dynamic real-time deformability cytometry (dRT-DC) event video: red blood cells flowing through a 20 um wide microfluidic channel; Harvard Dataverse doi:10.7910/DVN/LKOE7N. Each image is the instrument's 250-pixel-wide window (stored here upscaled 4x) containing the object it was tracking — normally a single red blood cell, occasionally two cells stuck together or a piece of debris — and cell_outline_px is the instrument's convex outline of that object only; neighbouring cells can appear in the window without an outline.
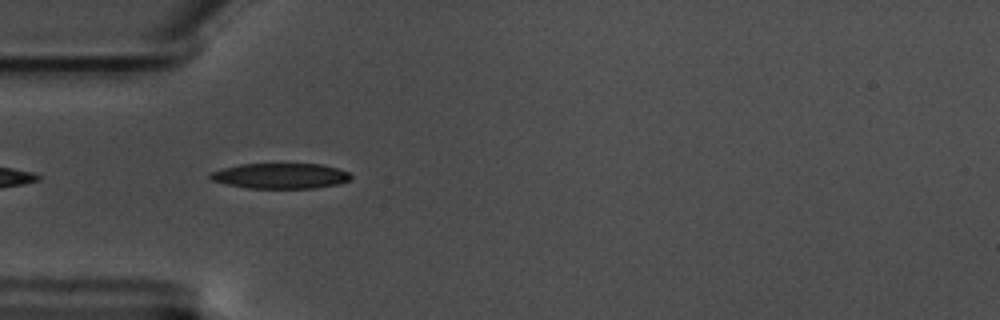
{"species": "common noctule bat (a hibernating species)", "species_latin": "Nyctalus noctula", "temperature_condition": "warm", "stored_images_in_passage": 33, "camera_frame_rate_fps": 3000, "um_per_image_px": 0.085, "animal": {"sex": "male", "body_mass_g": 17.5, "forearm_length_mm": 52.3}, "frame": {"image": 1, "passage_image": 1, "time_ms": 0.0, "image_size_px": [1000, 320], "cell_outline_px": [[352, 180], [340, 184], [316, 188], [248, 188], [228, 184], [212, 180], [208, 176], [208, 172], [240, 164], [320, 164], [336, 168], [348, 172], [352, 176]], "centroid_in_image_um": [23.86, 14.95], "position_along_channel_um": 61.1, "area_um2": 20.87}, "authors_computed_cell_mechanics": {"area_um2": 21.2704, "velocity_mm_per_s": 3.5234, "shape_relaxation_time_tau1_ms": 5.5726, "shape_relaxation_time_tau2_ms": 4.0488, "deformation_change_tau1": 0.1606, "deformation_change_tau2": 0.1243}}